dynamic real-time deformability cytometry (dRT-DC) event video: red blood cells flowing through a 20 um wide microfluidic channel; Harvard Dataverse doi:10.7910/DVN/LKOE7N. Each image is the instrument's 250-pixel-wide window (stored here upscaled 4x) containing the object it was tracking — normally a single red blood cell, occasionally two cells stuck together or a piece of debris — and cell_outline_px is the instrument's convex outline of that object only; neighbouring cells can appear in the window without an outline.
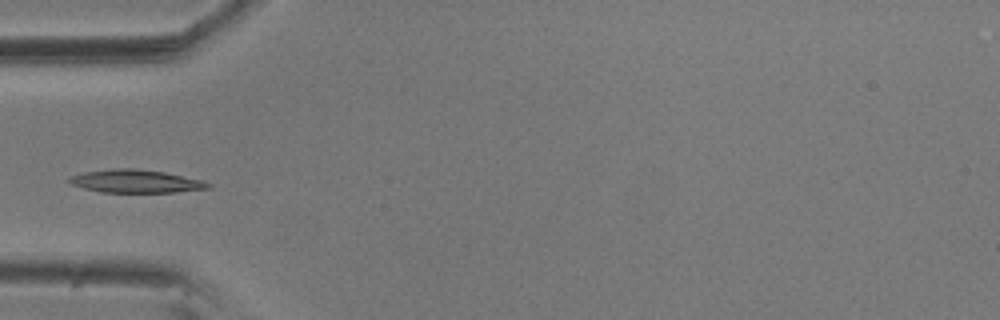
{"species": "common noctule bat (a hibernating species)", "species_latin": "Nyctalus noctula", "temperature_condition": "room temperature", "stored_images_in_passage": 15, "camera_frame_rate_fps": 3000, "um_per_image_px": 0.085, "animal": {"sex": "male", "body_mass_g": 20.5, "forearm_length_mm": 52.5}, "frame": {"image": 1, "passage_image": 5, "time_ms": 1.333, "image_size_px": [1000, 320], "cell_outline_px": [[212, 188], [176, 192], [100, 192], [68, 184], [68, 176], [84, 172], [112, 168], [136, 168], [164, 172], [204, 180], [212, 184]], "centroid_in_image_um": [11.54, 15.4], "position_along_channel_um": 73.5, "area_um2": 18.9}}
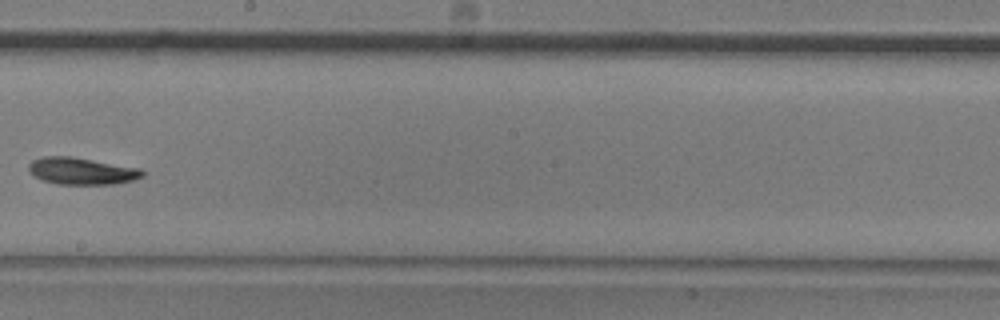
{"frame": {"image": 2, "passage_image": 9, "time_ms": 2.667, "image_size_px": [1000, 320], "cell_outline_px": [[144, 176], [132, 180], [116, 184], [56, 184], [44, 180], [28, 172], [28, 164], [32, 160], [44, 156], [72, 156], [140, 168], [144, 172]], "centroid_in_image_um": [6.93, 14.53], "position_along_channel_um": 241.3, "area_um2": 17.92}}
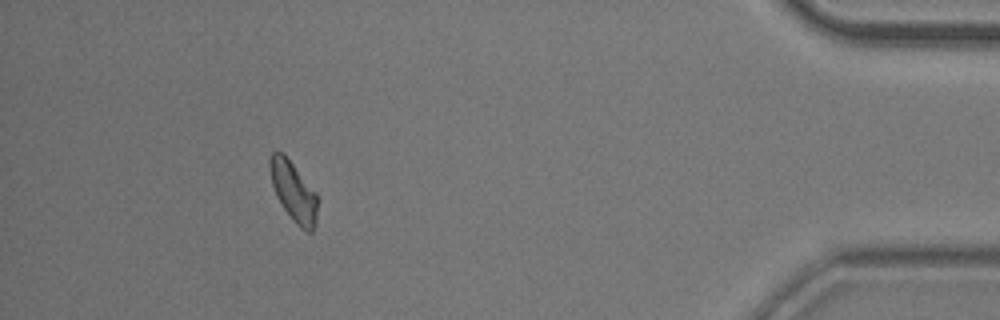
{"frame": {"image": 3, "passage_image": 14, "time_ms": 4.333, "image_size_px": [1000, 320], "cell_outline_px": [[320, 200], [316, 224], [312, 232], [308, 232], [300, 228], [292, 220], [276, 196], [272, 184], [268, 168], [268, 160], [272, 152], [284, 152], [316, 192]], "centroid_in_image_um": [24.97, 16.28], "position_along_channel_um": 410.2, "area_um2": 17.17}}